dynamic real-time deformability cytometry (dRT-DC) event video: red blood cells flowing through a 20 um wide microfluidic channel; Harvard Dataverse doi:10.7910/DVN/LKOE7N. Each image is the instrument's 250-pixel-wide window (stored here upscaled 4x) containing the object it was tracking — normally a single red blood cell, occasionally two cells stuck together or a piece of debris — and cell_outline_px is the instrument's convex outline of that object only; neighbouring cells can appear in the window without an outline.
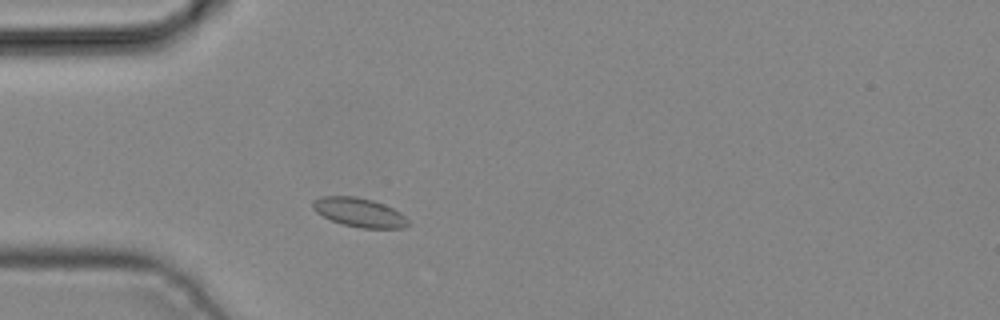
{"species": "common noctule bat (a hibernating species)", "species_latin": "Nyctalus noctula", "temperature_condition": "cold", "stored_images_in_passage": 2, "camera_frame_rate_fps": 3000, "um_per_image_px": 0.085, "animal": {"sex": "male", "body_mass_g": 19.2, "forearm_length_mm": 51.8}, "frame": {"image": 1, "passage_image": 2, "time_ms": 0.333, "image_size_px": [1000, 320], "cell_outline_px": [[412, 224], [400, 228], [360, 228], [344, 224], [332, 220], [316, 212], [312, 208], [312, 200], [320, 196], [356, 196], [372, 200], [384, 204], [400, 212]], "centroid_in_image_um": [30.53, 18.04], "position_along_channel_um": 54.5, "area_um2": 16.13}}